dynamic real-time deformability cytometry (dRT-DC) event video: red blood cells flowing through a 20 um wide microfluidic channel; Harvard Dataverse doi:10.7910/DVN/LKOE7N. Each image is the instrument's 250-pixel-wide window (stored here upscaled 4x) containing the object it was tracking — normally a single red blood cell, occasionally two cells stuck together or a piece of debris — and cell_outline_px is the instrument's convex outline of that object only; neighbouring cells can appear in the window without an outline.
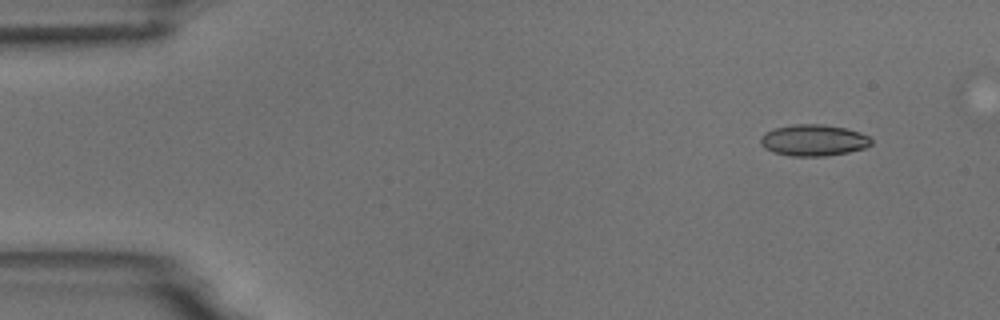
{"species": "common noctule bat (a hibernating species)", "species_latin": "Nyctalus noctula", "temperature_condition": "room temperature", "stored_images_in_passage": 5, "camera_frame_rate_fps": 3000, "um_per_image_px": 0.085, "animal": {"sex": "male", "body_mass_g": 18.8}, "frame": {"image": 1, "passage_image": 1, "time_ms": 0.0, "image_size_px": [1000, 320], "cell_outline_px": [[872, 144], [864, 148], [848, 152], [828, 156], [792, 156], [772, 152], [764, 148], [760, 144], [760, 136], [764, 132], [776, 128], [796, 124], [824, 124], [844, 128], [860, 132], [868, 136], [872, 140]], "centroid_in_image_um": [69.13, 11.92], "position_along_channel_um": 15.9, "area_um2": 20.35}}
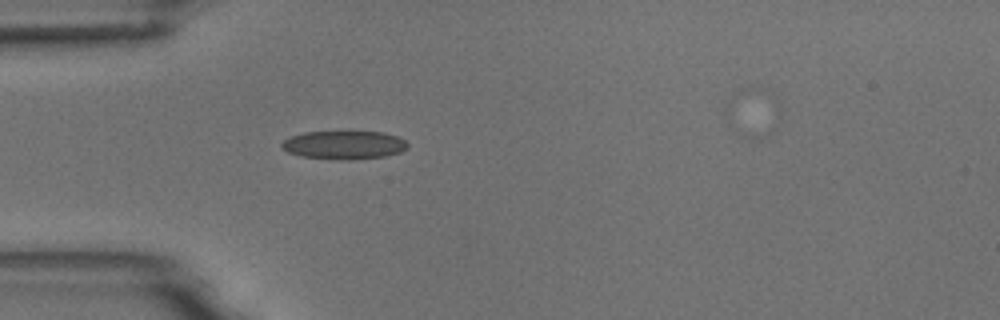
{"frame": {"image": 2, "passage_image": 4, "time_ms": 3.667, "image_size_px": [1000, 320], "cell_outline_px": [[408, 148], [400, 152], [384, 156], [352, 160], [340, 160], [300, 156], [288, 152], [280, 144], [284, 140], [292, 136], [304, 132], [384, 132], [400, 136], [408, 144]], "centroid_in_image_um": [29.28, 12.32], "position_along_channel_um": 55.7, "area_um2": 20.87}}